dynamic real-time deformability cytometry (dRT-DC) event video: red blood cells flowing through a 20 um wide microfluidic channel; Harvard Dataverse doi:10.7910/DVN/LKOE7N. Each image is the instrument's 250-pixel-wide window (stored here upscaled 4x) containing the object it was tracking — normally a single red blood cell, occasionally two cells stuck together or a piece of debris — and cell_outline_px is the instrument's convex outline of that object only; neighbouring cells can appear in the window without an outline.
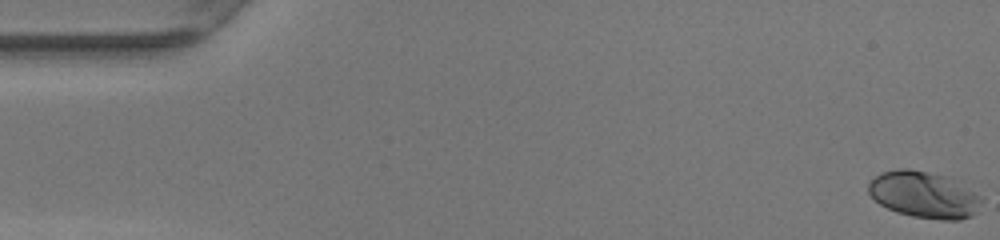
{"species": "human", "species_latin": "Homo sapiens", "temperature_condition": "warm", "stored_images_in_passage": 41, "camera_frame_rate_fps": 3000, "um_per_image_px": 0.085, "donor": {"sex": "female"}, "frame": {"image": 1, "passage_image": 1, "time_ms": 0.0, "image_size_px": [1000, 240], "cell_outline_px": [[984, 200], [976, 212], [972, 216], [960, 220], [940, 220], [912, 216], [896, 212], [880, 204], [868, 192], [868, 184], [880, 172], [896, 168], [908, 168], [948, 176], [960, 180], [984, 196]], "centroid_in_image_um": [78.62, 16.54], "position_along_channel_um": 6.4, "area_um2": 31.44}}
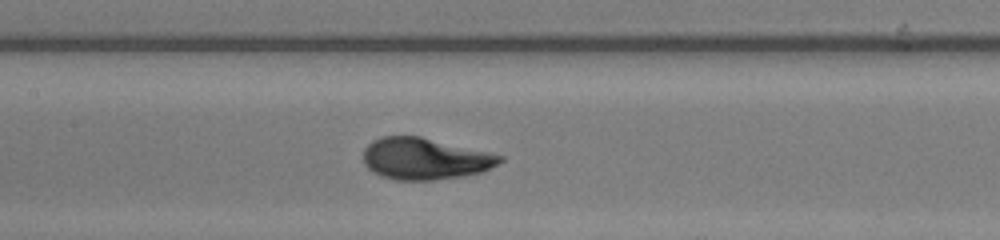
{"frame": {"image": 2, "passage_image": 24, "time_ms": 7.667, "image_size_px": [1000, 240], "cell_outline_px": [[504, 160], [492, 168], [484, 172], [464, 176], [432, 180], [396, 180], [380, 176], [372, 172], [364, 164], [364, 148], [372, 140], [380, 136], [420, 136], [488, 152], [504, 156]], "centroid_in_image_um": [36.12, 13.5], "position_along_channel_um": 171.3, "area_um2": 33.35}}
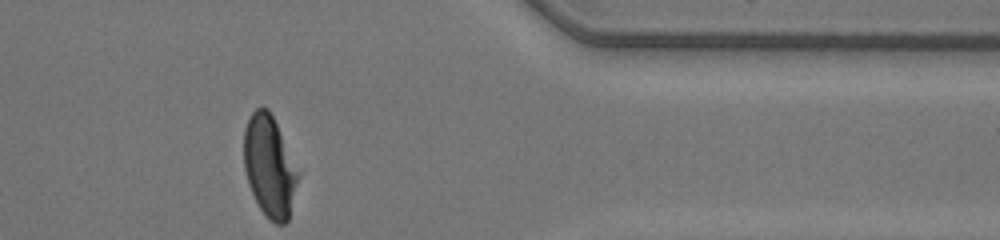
{"frame": {"image": 3, "passage_image": 41, "time_ms": 13.333, "image_size_px": [1000, 240], "cell_outline_px": [[304, 172], [288, 220], [284, 224], [276, 224], [268, 220], [260, 208], [248, 184], [244, 168], [244, 128], [252, 112], [256, 108], [268, 108]], "centroid_in_image_um": [23.0, 14.16], "position_along_channel_um": 388.4, "area_um2": 33.41}, "authors_computed_cell_mechanics": {"area_um2": 33.0038, "velocity_mm_per_s": 4.2237, "shape_relaxation_time_tau1_ms": 3.2475, "shape_relaxation_time_tau2_ms": null, "deformation_change_tau1": 0.1969, "deformation_change_tau2": null}}